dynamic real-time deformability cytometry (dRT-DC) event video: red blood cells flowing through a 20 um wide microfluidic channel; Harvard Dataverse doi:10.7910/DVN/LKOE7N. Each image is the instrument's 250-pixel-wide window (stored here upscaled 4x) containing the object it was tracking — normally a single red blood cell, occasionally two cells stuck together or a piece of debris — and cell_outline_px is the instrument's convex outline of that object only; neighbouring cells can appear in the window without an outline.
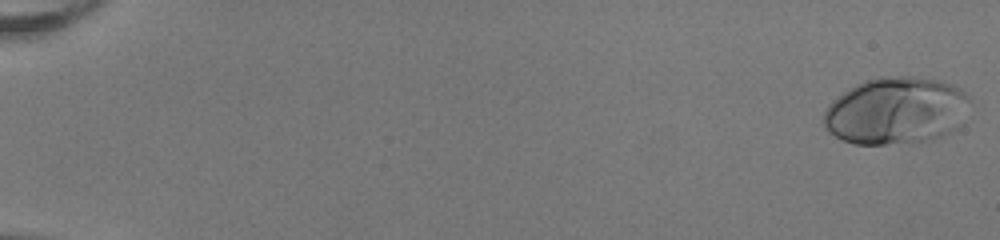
{"species": "human", "species_latin": "Homo sapiens", "temperature_condition": "room temperature", "stored_images_in_passage": 52, "camera_frame_rate_fps": 3000, "um_per_image_px": 0.085, "donor": {"sex": "female"}, "frame": {"image": 1, "passage_image": 1, "time_ms": 0.0, "image_size_px": [1000, 240], "cell_outline_px": [[968, 100], [960, 124], [952, 132], [928, 140], [908, 144], [852, 144], [828, 132], [824, 124], [824, 112], [828, 104], [832, 100], [856, 84], [864, 80], [880, 76], [912, 76], [936, 80], [952, 84], [960, 88], [964, 92]], "centroid_in_image_um": [76.13, 9.42], "position_along_channel_um": 8.9, "area_um2": 57.16}}
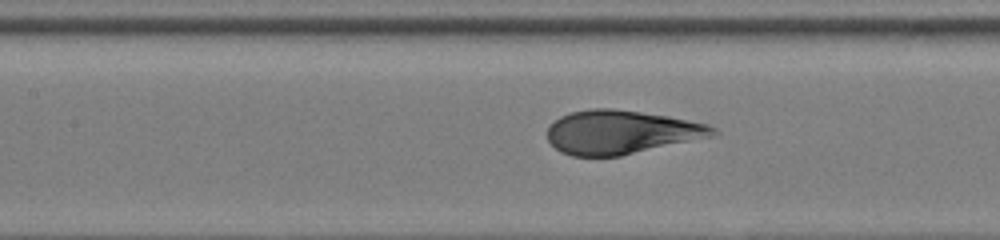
{"frame": {"image": 2, "passage_image": 26, "time_ms": 8.333, "image_size_px": [1000, 240], "cell_outline_px": [[720, 132], [716, 136], [620, 156], [572, 156], [560, 152], [548, 140], [548, 128], [560, 116], [572, 112], [592, 108], [612, 108], [668, 116], [708, 124], [716, 128]], "centroid_in_image_um": [52.84, 11.24], "position_along_channel_um": 154.6, "area_um2": 42.25}}
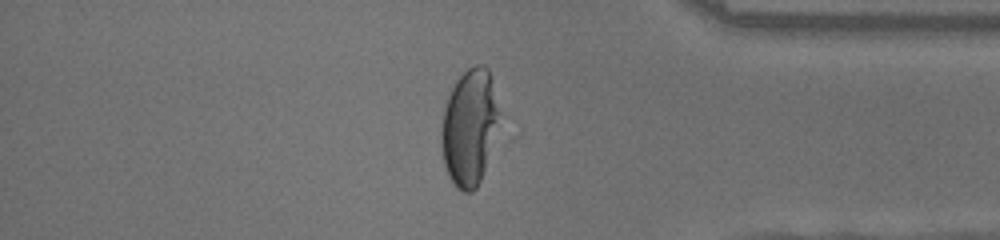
{"frame": {"image": 3, "passage_image": 45, "time_ms": 14.667, "image_size_px": [1000, 240], "cell_outline_px": [[500, 112], [484, 168], [480, 180], [476, 188], [472, 192], [464, 192], [456, 188], [448, 176], [444, 164], [440, 140], [440, 128], [444, 108], [448, 96], [456, 80], [468, 68], [476, 64], [484, 64], [488, 68], [492, 76]], "centroid_in_image_um": [39.87, 10.77], "position_along_channel_um": 395.3, "area_um2": 39.13}, "authors_computed_cell_mechanics": {"area_um2": 44.3326, "velocity_mm_per_s": 4.0145, "shape_relaxation_time_tau1_ms": 4.4249, "shape_relaxation_time_tau2_ms": null, "deformation_change_tau1": 0.2109, "deformation_change_tau2": null}}